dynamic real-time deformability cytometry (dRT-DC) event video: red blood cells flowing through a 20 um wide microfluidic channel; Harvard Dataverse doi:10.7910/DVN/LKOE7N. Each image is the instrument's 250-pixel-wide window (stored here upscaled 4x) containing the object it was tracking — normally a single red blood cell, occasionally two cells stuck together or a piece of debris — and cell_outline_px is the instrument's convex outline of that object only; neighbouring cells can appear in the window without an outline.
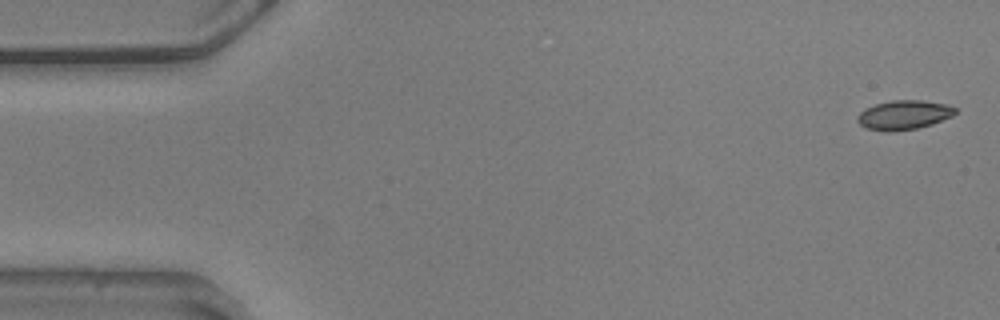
{"species": "common noctule bat (a hibernating species)", "species_latin": "Nyctalus noctula", "temperature_condition": "warm", "stored_images_in_passage": 15, "camera_frame_rate_fps": 3000, "um_per_image_px": 0.085, "animal": {"sex": "male", "body_mass_g": 20.5, "forearm_length_mm": 52.5}, "frame": {"image": 1, "passage_image": 1, "time_ms": 0.0, "image_size_px": [1000, 320], "cell_outline_px": [[956, 112], [952, 116], [932, 124], [916, 128], [892, 132], [884, 132], [868, 128], [860, 124], [856, 120], [856, 116], [864, 108], [876, 104], [892, 100], [920, 100], [944, 104], [956, 108]], "centroid_in_image_um": [76.79, 9.77], "position_along_channel_um": 8.2, "area_um2": 16.65}}